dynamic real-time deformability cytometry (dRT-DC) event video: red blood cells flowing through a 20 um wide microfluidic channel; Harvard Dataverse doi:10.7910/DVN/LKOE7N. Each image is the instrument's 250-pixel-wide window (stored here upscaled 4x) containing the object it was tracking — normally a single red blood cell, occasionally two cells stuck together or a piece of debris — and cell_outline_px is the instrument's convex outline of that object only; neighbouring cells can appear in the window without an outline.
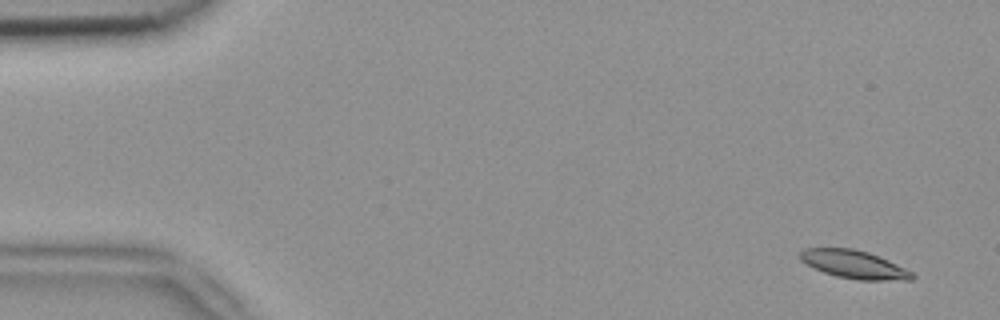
{"species": "common noctule bat (a hibernating species)", "species_latin": "Nyctalus noctula", "temperature_condition": "room temperature", "stored_images_in_passage": 50, "camera_frame_rate_fps": 3000, "um_per_image_px": 0.085, "animal": {"sex": "female", "body_mass_g": 18.4}, "frame": {"image": 1, "passage_image": 1, "time_ms": 0.0, "image_size_px": [1000, 320], "cell_outline_px": [[916, 276], [912, 280], [856, 280], [836, 276], [812, 268], [800, 260], [800, 252], [804, 248], [852, 248], [868, 252], [888, 260], [912, 272]], "centroid_in_image_um": [72.58, 22.48], "position_along_channel_um": 12.4, "area_um2": 18.38}}
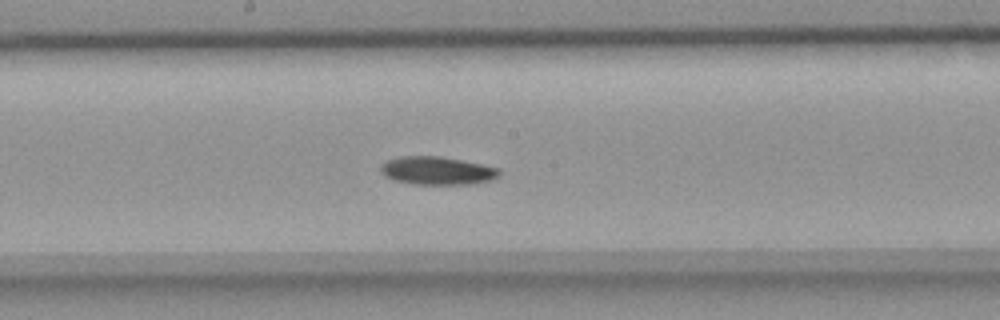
{"frame": {"image": 2, "passage_image": 26, "time_ms": 8.333, "image_size_px": [1000, 320], "cell_outline_px": [[500, 176], [492, 180], [476, 184], [412, 184], [396, 180], [384, 176], [380, 172], [380, 164], [388, 160], [400, 156], [440, 156], [464, 160], [484, 164], [500, 168]], "centroid_in_image_um": [37.2, 14.5], "position_along_channel_um": 211.0, "area_um2": 19.77}}
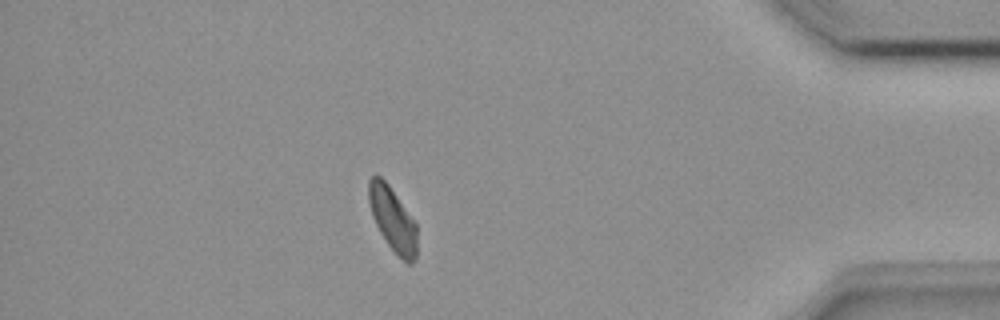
{"frame": {"image": 3, "passage_image": 44, "time_ms": 14.333, "image_size_px": [1000, 320], "cell_outline_px": [[416, 256], [412, 264], [408, 264], [388, 244], [380, 232], [372, 216], [368, 200], [368, 180], [372, 176], [380, 176], [388, 184], [416, 224]], "centroid_in_image_um": [33.35, 18.62], "position_along_channel_um": 401.8, "area_um2": 17.57}, "authors_computed_cell_mechanics": {"area_um2": 19.1029, "velocity_mm_per_s": 3.8692, "shape_relaxation_time_tau1_ms": 5.1571, "shape_relaxation_time_tau2_ms": null, "deformation_change_tau1": 0.1117, "deformation_change_tau2": null}}